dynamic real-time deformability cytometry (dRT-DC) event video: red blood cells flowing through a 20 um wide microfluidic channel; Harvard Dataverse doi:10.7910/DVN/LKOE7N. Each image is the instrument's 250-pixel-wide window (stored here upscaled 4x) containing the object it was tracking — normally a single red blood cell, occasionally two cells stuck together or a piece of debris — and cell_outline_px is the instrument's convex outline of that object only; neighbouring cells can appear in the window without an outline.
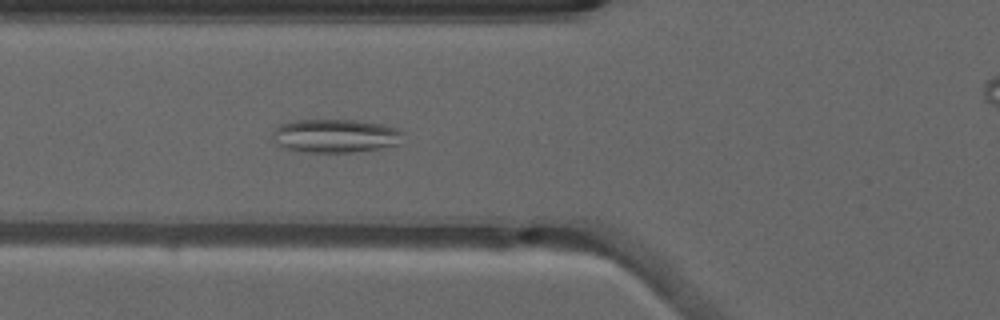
{"species": "common noctule bat (a hibernating species)", "species_latin": "Nyctalus noctula", "temperature_condition": "warm", "stored_images_in_passage": 52, "camera_frame_rate_fps": 3000, "um_per_image_px": 0.085, "animal": {"sex": "male", "forearm_length_mm": 52.5}, "frame": {"image": 1, "passage_image": 20, "time_ms": 6.333, "image_size_px": [1000, 320], "cell_outline_px": [[404, 132], [396, 144], [380, 148], [352, 152], [308, 152], [288, 148], [276, 144], [272, 136], [272, 132], [280, 124], [296, 120], [360, 120], [384, 124], [396, 128]], "centroid_in_image_um": [28.49, 11.53], "position_along_channel_um": 97.3, "area_um2": 25.32}}
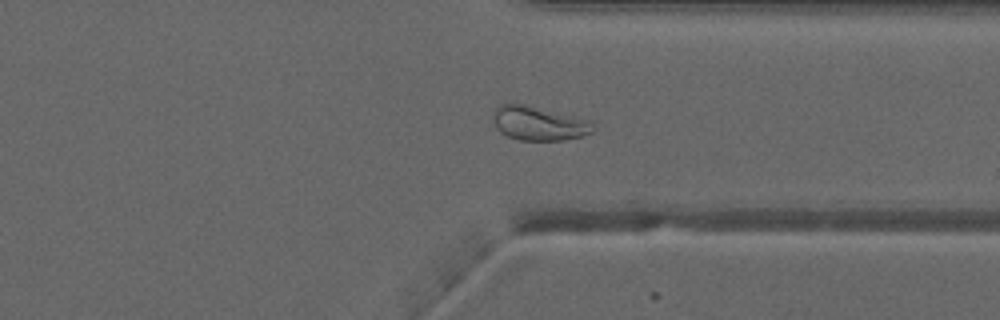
{"frame": {"image": 2, "passage_image": 40, "time_ms": 13.0, "image_size_px": [1000, 320], "cell_outline_px": [[596, 128], [592, 132], [580, 136], [564, 140], [520, 140], [508, 136], [500, 132], [496, 128], [492, 120], [492, 112], [500, 104], [524, 104], [596, 120]], "centroid_in_image_um": [45.85, 10.47], "position_along_channel_um": 365.5, "area_um2": 20.35}}
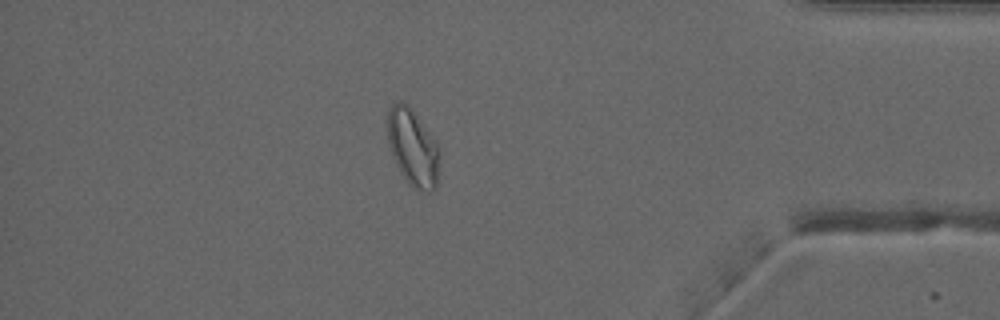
{"frame": {"image": 3, "passage_image": 45, "time_ms": 14.667, "image_size_px": [1000, 320], "cell_outline_px": [[440, 152], [436, 184], [428, 192], [412, 188], [408, 184], [400, 172], [392, 156], [388, 144], [384, 120], [388, 108], [396, 100], [400, 100], [408, 104], [412, 108], [436, 140], [440, 148]], "centroid_in_image_um": [35.03, 12.46], "position_along_channel_um": 400.2, "area_um2": 24.16}, "authors_computed_cell_mechanics": {"area_um2": 24.6228, "velocity_mm_per_s": 4.0144, "shape_relaxation_time_tau1_ms": null, "shape_relaxation_time_tau2_ms": 1.716, "deformation_change_tau1": null, "deformation_change_tau2": 0.0747}}